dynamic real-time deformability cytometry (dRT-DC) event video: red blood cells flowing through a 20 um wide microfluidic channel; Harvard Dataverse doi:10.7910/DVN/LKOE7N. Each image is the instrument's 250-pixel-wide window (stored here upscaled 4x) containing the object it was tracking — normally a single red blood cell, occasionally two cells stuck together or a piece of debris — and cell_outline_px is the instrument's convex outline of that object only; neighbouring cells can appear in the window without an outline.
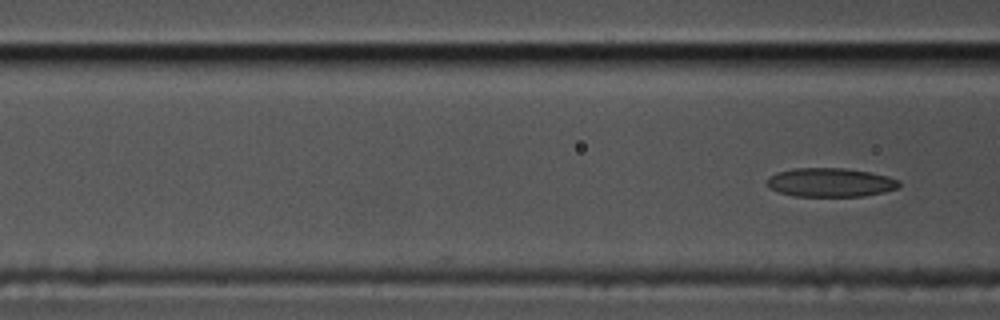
{"species": "common noctule bat (a hibernating species)", "species_latin": "Nyctalus noctula", "temperature_condition": "cold", "stored_images_in_passage": 5, "camera_frame_rate_fps": 3000, "um_per_image_px": 0.085, "animal": {"sex": "male", "body_mass_g": 17.5, "forearm_length_mm": 52.3}, "frame": {"image": 1, "passage_image": 5, "time_ms": 1.333, "image_size_px": [1000, 320], "cell_outline_px": [[900, 188], [884, 192], [864, 196], [796, 196], [780, 192], [768, 188], [768, 176], [776, 172], [796, 168], [844, 168], [868, 172], [888, 176], [900, 180]], "centroid_in_image_um": [70.61, 15.51], "position_along_channel_um": 96.0, "area_um2": 22.25}}